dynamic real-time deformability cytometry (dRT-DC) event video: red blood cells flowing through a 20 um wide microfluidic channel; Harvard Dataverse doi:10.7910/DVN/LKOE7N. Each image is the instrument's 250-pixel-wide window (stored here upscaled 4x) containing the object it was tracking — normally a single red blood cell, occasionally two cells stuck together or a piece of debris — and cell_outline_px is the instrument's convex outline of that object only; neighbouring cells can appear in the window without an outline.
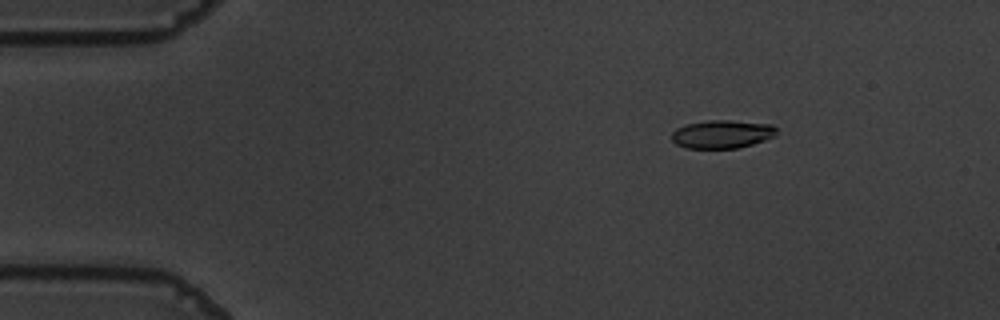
{"species": "common noctule bat (a hibernating species)", "species_latin": "Nyctalus noctula", "temperature_condition": "warm", "stored_images_in_passage": 57, "camera_frame_rate_fps": 3000, "um_per_image_px": 0.085, "animal": {"sex": "male", "body_mass_g": 19.5, "forearm_length_mm": 54.6}, "frame": {"image": 1, "passage_image": 9, "time_ms": 2.667, "image_size_px": [1000, 320], "cell_outline_px": [[776, 136], [752, 144], [736, 148], [688, 148], [676, 144], [672, 140], [672, 132], [676, 128], [688, 124], [708, 120], [728, 120], [772, 124], [776, 128]], "centroid_in_image_um": [61.38, 11.4], "position_along_channel_um": 23.6, "area_um2": 17.17}}
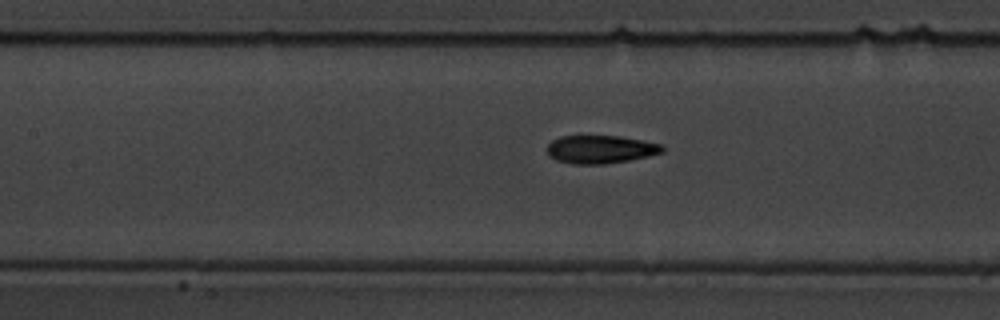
{"frame": {"image": 2, "passage_image": 26, "time_ms": 8.333, "image_size_px": [1000, 320], "cell_outline_px": [[664, 152], [648, 156], [628, 160], [604, 164], [572, 164], [556, 160], [548, 152], [548, 144], [552, 140], [560, 136], [620, 136], [664, 144]], "centroid_in_image_um": [51.08, 12.69], "position_along_channel_um": 156.3, "area_um2": 18.84}}
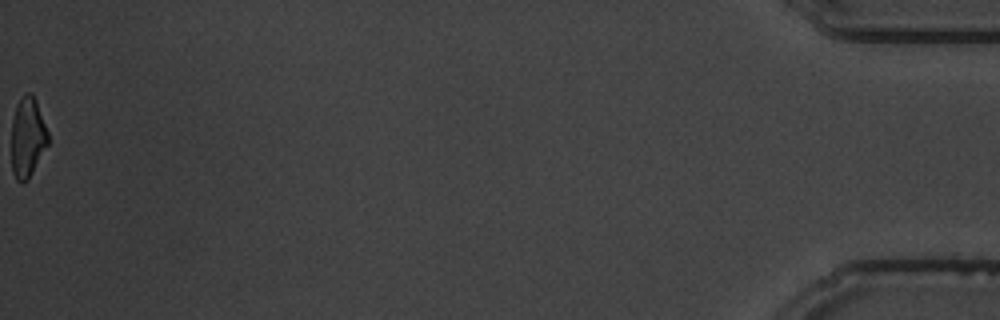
{"frame": {"image": 3, "passage_image": 57, "time_ms": 18.667, "image_size_px": [1000, 320], "cell_outline_px": [[48, 144], [28, 180], [24, 184], [20, 184], [16, 180], [12, 172], [12, 120], [16, 104], [24, 92], [32, 92], [36, 100], [48, 132]], "centroid_in_image_um": [2.33, 11.68], "position_along_channel_um": 432.9, "area_um2": 17.28}, "authors_computed_cell_mechanics": {"area_um2": 18.8428, "velocity_mm_per_s": 3.6487, "shape_relaxation_time_tau1_ms": 5.0423, "shape_relaxation_time_tau2_ms": 1.4911, "deformation_change_tau1": 0.1675, "deformation_change_tau2": 0.0837}}